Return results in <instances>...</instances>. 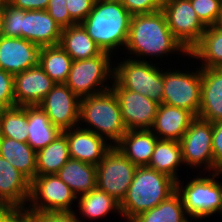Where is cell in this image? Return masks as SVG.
Listing matches in <instances>:
<instances>
[{"instance_id":"cell-3","label":"cell","mask_w":222,"mask_h":222,"mask_svg":"<svg viewBox=\"0 0 222 222\" xmlns=\"http://www.w3.org/2000/svg\"><path fill=\"white\" fill-rule=\"evenodd\" d=\"M176 190V182L169 176L148 166L137 167L125 197L120 203L121 216L131 222L164 201Z\"/></svg>"},{"instance_id":"cell-45","label":"cell","mask_w":222,"mask_h":222,"mask_svg":"<svg viewBox=\"0 0 222 222\" xmlns=\"http://www.w3.org/2000/svg\"><path fill=\"white\" fill-rule=\"evenodd\" d=\"M3 22H4V17H3V9H2L0 10V39L4 36Z\"/></svg>"},{"instance_id":"cell-6","label":"cell","mask_w":222,"mask_h":222,"mask_svg":"<svg viewBox=\"0 0 222 222\" xmlns=\"http://www.w3.org/2000/svg\"><path fill=\"white\" fill-rule=\"evenodd\" d=\"M111 57V54L102 52L93 58L73 60L65 84L79 99L111 89L109 84L105 85L108 78L110 81L114 79Z\"/></svg>"},{"instance_id":"cell-29","label":"cell","mask_w":222,"mask_h":222,"mask_svg":"<svg viewBox=\"0 0 222 222\" xmlns=\"http://www.w3.org/2000/svg\"><path fill=\"white\" fill-rule=\"evenodd\" d=\"M70 159L67 137L64 133L36 152L37 176L57 174Z\"/></svg>"},{"instance_id":"cell-7","label":"cell","mask_w":222,"mask_h":222,"mask_svg":"<svg viewBox=\"0 0 222 222\" xmlns=\"http://www.w3.org/2000/svg\"><path fill=\"white\" fill-rule=\"evenodd\" d=\"M146 59L132 56L114 66V79L124 88L141 93L157 103H163V70Z\"/></svg>"},{"instance_id":"cell-43","label":"cell","mask_w":222,"mask_h":222,"mask_svg":"<svg viewBox=\"0 0 222 222\" xmlns=\"http://www.w3.org/2000/svg\"><path fill=\"white\" fill-rule=\"evenodd\" d=\"M50 0H8L16 8L24 10H46Z\"/></svg>"},{"instance_id":"cell-22","label":"cell","mask_w":222,"mask_h":222,"mask_svg":"<svg viewBox=\"0 0 222 222\" xmlns=\"http://www.w3.org/2000/svg\"><path fill=\"white\" fill-rule=\"evenodd\" d=\"M158 137L150 130H127L115 145L137 167L148 166Z\"/></svg>"},{"instance_id":"cell-44","label":"cell","mask_w":222,"mask_h":222,"mask_svg":"<svg viewBox=\"0 0 222 222\" xmlns=\"http://www.w3.org/2000/svg\"><path fill=\"white\" fill-rule=\"evenodd\" d=\"M10 207L3 201L0 200V218Z\"/></svg>"},{"instance_id":"cell-19","label":"cell","mask_w":222,"mask_h":222,"mask_svg":"<svg viewBox=\"0 0 222 222\" xmlns=\"http://www.w3.org/2000/svg\"><path fill=\"white\" fill-rule=\"evenodd\" d=\"M201 105L198 118L222 121V68H201Z\"/></svg>"},{"instance_id":"cell-42","label":"cell","mask_w":222,"mask_h":222,"mask_svg":"<svg viewBox=\"0 0 222 222\" xmlns=\"http://www.w3.org/2000/svg\"><path fill=\"white\" fill-rule=\"evenodd\" d=\"M0 222H30L27 207L9 208L0 218Z\"/></svg>"},{"instance_id":"cell-14","label":"cell","mask_w":222,"mask_h":222,"mask_svg":"<svg viewBox=\"0 0 222 222\" xmlns=\"http://www.w3.org/2000/svg\"><path fill=\"white\" fill-rule=\"evenodd\" d=\"M39 107L48 115L51 123L62 131L81 125L80 99L65 83L55 84Z\"/></svg>"},{"instance_id":"cell-8","label":"cell","mask_w":222,"mask_h":222,"mask_svg":"<svg viewBox=\"0 0 222 222\" xmlns=\"http://www.w3.org/2000/svg\"><path fill=\"white\" fill-rule=\"evenodd\" d=\"M201 67L196 71H163V103L186 109L198 117L201 105Z\"/></svg>"},{"instance_id":"cell-36","label":"cell","mask_w":222,"mask_h":222,"mask_svg":"<svg viewBox=\"0 0 222 222\" xmlns=\"http://www.w3.org/2000/svg\"><path fill=\"white\" fill-rule=\"evenodd\" d=\"M74 211L29 212L30 222H83Z\"/></svg>"},{"instance_id":"cell-37","label":"cell","mask_w":222,"mask_h":222,"mask_svg":"<svg viewBox=\"0 0 222 222\" xmlns=\"http://www.w3.org/2000/svg\"><path fill=\"white\" fill-rule=\"evenodd\" d=\"M14 75L0 69V109L15 107Z\"/></svg>"},{"instance_id":"cell-46","label":"cell","mask_w":222,"mask_h":222,"mask_svg":"<svg viewBox=\"0 0 222 222\" xmlns=\"http://www.w3.org/2000/svg\"><path fill=\"white\" fill-rule=\"evenodd\" d=\"M215 25L222 28V2H221V8H220L219 16H218V19H217Z\"/></svg>"},{"instance_id":"cell-31","label":"cell","mask_w":222,"mask_h":222,"mask_svg":"<svg viewBox=\"0 0 222 222\" xmlns=\"http://www.w3.org/2000/svg\"><path fill=\"white\" fill-rule=\"evenodd\" d=\"M73 60L60 45L41 47L38 64L56 83H65Z\"/></svg>"},{"instance_id":"cell-38","label":"cell","mask_w":222,"mask_h":222,"mask_svg":"<svg viewBox=\"0 0 222 222\" xmlns=\"http://www.w3.org/2000/svg\"><path fill=\"white\" fill-rule=\"evenodd\" d=\"M165 1L166 0H120L131 15L152 13L161 10Z\"/></svg>"},{"instance_id":"cell-16","label":"cell","mask_w":222,"mask_h":222,"mask_svg":"<svg viewBox=\"0 0 222 222\" xmlns=\"http://www.w3.org/2000/svg\"><path fill=\"white\" fill-rule=\"evenodd\" d=\"M40 47L24 38L0 39V69L13 75L38 64Z\"/></svg>"},{"instance_id":"cell-17","label":"cell","mask_w":222,"mask_h":222,"mask_svg":"<svg viewBox=\"0 0 222 222\" xmlns=\"http://www.w3.org/2000/svg\"><path fill=\"white\" fill-rule=\"evenodd\" d=\"M63 133L67 137L70 158L96 166L113 146L103 137L80 125L64 130Z\"/></svg>"},{"instance_id":"cell-39","label":"cell","mask_w":222,"mask_h":222,"mask_svg":"<svg viewBox=\"0 0 222 222\" xmlns=\"http://www.w3.org/2000/svg\"><path fill=\"white\" fill-rule=\"evenodd\" d=\"M46 11L62 29L76 24L67 10V0H50Z\"/></svg>"},{"instance_id":"cell-21","label":"cell","mask_w":222,"mask_h":222,"mask_svg":"<svg viewBox=\"0 0 222 222\" xmlns=\"http://www.w3.org/2000/svg\"><path fill=\"white\" fill-rule=\"evenodd\" d=\"M31 182L5 158L0 156V200L10 208H25Z\"/></svg>"},{"instance_id":"cell-4","label":"cell","mask_w":222,"mask_h":222,"mask_svg":"<svg viewBox=\"0 0 222 222\" xmlns=\"http://www.w3.org/2000/svg\"><path fill=\"white\" fill-rule=\"evenodd\" d=\"M79 121L87 125L81 128L109 140L113 146L127 132L118 98L112 89L80 99Z\"/></svg>"},{"instance_id":"cell-15","label":"cell","mask_w":222,"mask_h":222,"mask_svg":"<svg viewBox=\"0 0 222 222\" xmlns=\"http://www.w3.org/2000/svg\"><path fill=\"white\" fill-rule=\"evenodd\" d=\"M56 83L37 64L14 75L16 106L39 105Z\"/></svg>"},{"instance_id":"cell-5","label":"cell","mask_w":222,"mask_h":222,"mask_svg":"<svg viewBox=\"0 0 222 222\" xmlns=\"http://www.w3.org/2000/svg\"><path fill=\"white\" fill-rule=\"evenodd\" d=\"M221 174L222 172H212V177L196 176L185 183V186L184 181H176V191L180 194L185 212L187 216L192 217L191 219H205L216 212L222 215V183L216 180Z\"/></svg>"},{"instance_id":"cell-32","label":"cell","mask_w":222,"mask_h":222,"mask_svg":"<svg viewBox=\"0 0 222 222\" xmlns=\"http://www.w3.org/2000/svg\"><path fill=\"white\" fill-rule=\"evenodd\" d=\"M77 199L79 201V212L83 215L82 217L86 216L87 219L96 220V218L106 217L107 214L113 211L121 214L120 203L97 187L78 196Z\"/></svg>"},{"instance_id":"cell-11","label":"cell","mask_w":222,"mask_h":222,"mask_svg":"<svg viewBox=\"0 0 222 222\" xmlns=\"http://www.w3.org/2000/svg\"><path fill=\"white\" fill-rule=\"evenodd\" d=\"M213 123L196 117L180 140L184 165L191 168L205 166V170L220 172L214 166L212 151ZM202 164V165H201ZM211 170V171H210Z\"/></svg>"},{"instance_id":"cell-13","label":"cell","mask_w":222,"mask_h":222,"mask_svg":"<svg viewBox=\"0 0 222 222\" xmlns=\"http://www.w3.org/2000/svg\"><path fill=\"white\" fill-rule=\"evenodd\" d=\"M112 83L111 89L118 98L127 130L151 129L159 103L141 93L124 89L115 79Z\"/></svg>"},{"instance_id":"cell-24","label":"cell","mask_w":222,"mask_h":222,"mask_svg":"<svg viewBox=\"0 0 222 222\" xmlns=\"http://www.w3.org/2000/svg\"><path fill=\"white\" fill-rule=\"evenodd\" d=\"M0 156L19 170L30 182L37 176L36 152L27 142L0 137Z\"/></svg>"},{"instance_id":"cell-33","label":"cell","mask_w":222,"mask_h":222,"mask_svg":"<svg viewBox=\"0 0 222 222\" xmlns=\"http://www.w3.org/2000/svg\"><path fill=\"white\" fill-rule=\"evenodd\" d=\"M0 137H7L19 142H27V106H15L2 109L0 114Z\"/></svg>"},{"instance_id":"cell-1","label":"cell","mask_w":222,"mask_h":222,"mask_svg":"<svg viewBox=\"0 0 222 222\" xmlns=\"http://www.w3.org/2000/svg\"><path fill=\"white\" fill-rule=\"evenodd\" d=\"M125 49L127 53L130 51V55L135 54L133 56L140 61L145 57L161 58L175 51L189 57V52L171 33L162 9L152 13L132 15Z\"/></svg>"},{"instance_id":"cell-20","label":"cell","mask_w":222,"mask_h":222,"mask_svg":"<svg viewBox=\"0 0 222 222\" xmlns=\"http://www.w3.org/2000/svg\"><path fill=\"white\" fill-rule=\"evenodd\" d=\"M195 118L186 109L161 103L158 105L155 120L150 130L158 139L180 141Z\"/></svg>"},{"instance_id":"cell-2","label":"cell","mask_w":222,"mask_h":222,"mask_svg":"<svg viewBox=\"0 0 222 222\" xmlns=\"http://www.w3.org/2000/svg\"><path fill=\"white\" fill-rule=\"evenodd\" d=\"M131 17L120 0H95L81 24L102 52L111 54L126 47Z\"/></svg>"},{"instance_id":"cell-18","label":"cell","mask_w":222,"mask_h":222,"mask_svg":"<svg viewBox=\"0 0 222 222\" xmlns=\"http://www.w3.org/2000/svg\"><path fill=\"white\" fill-rule=\"evenodd\" d=\"M22 38L40 48L59 45L62 27L46 10H25L21 14Z\"/></svg>"},{"instance_id":"cell-30","label":"cell","mask_w":222,"mask_h":222,"mask_svg":"<svg viewBox=\"0 0 222 222\" xmlns=\"http://www.w3.org/2000/svg\"><path fill=\"white\" fill-rule=\"evenodd\" d=\"M180 194L175 190L159 205L140 213L131 222H189Z\"/></svg>"},{"instance_id":"cell-40","label":"cell","mask_w":222,"mask_h":222,"mask_svg":"<svg viewBox=\"0 0 222 222\" xmlns=\"http://www.w3.org/2000/svg\"><path fill=\"white\" fill-rule=\"evenodd\" d=\"M95 0H67V10L70 18L81 23L91 12Z\"/></svg>"},{"instance_id":"cell-25","label":"cell","mask_w":222,"mask_h":222,"mask_svg":"<svg viewBox=\"0 0 222 222\" xmlns=\"http://www.w3.org/2000/svg\"><path fill=\"white\" fill-rule=\"evenodd\" d=\"M59 45L72 60L89 59L102 53L81 23L63 28Z\"/></svg>"},{"instance_id":"cell-47","label":"cell","mask_w":222,"mask_h":222,"mask_svg":"<svg viewBox=\"0 0 222 222\" xmlns=\"http://www.w3.org/2000/svg\"><path fill=\"white\" fill-rule=\"evenodd\" d=\"M7 3H8V0H0V10H2Z\"/></svg>"},{"instance_id":"cell-26","label":"cell","mask_w":222,"mask_h":222,"mask_svg":"<svg viewBox=\"0 0 222 222\" xmlns=\"http://www.w3.org/2000/svg\"><path fill=\"white\" fill-rule=\"evenodd\" d=\"M57 175L77 197L96 188V165L70 158Z\"/></svg>"},{"instance_id":"cell-23","label":"cell","mask_w":222,"mask_h":222,"mask_svg":"<svg viewBox=\"0 0 222 222\" xmlns=\"http://www.w3.org/2000/svg\"><path fill=\"white\" fill-rule=\"evenodd\" d=\"M27 143L37 152L53 142L63 131L53 125L48 115L39 107L27 106Z\"/></svg>"},{"instance_id":"cell-28","label":"cell","mask_w":222,"mask_h":222,"mask_svg":"<svg viewBox=\"0 0 222 222\" xmlns=\"http://www.w3.org/2000/svg\"><path fill=\"white\" fill-rule=\"evenodd\" d=\"M183 163L180 141L158 139L148 167L178 180V167Z\"/></svg>"},{"instance_id":"cell-41","label":"cell","mask_w":222,"mask_h":222,"mask_svg":"<svg viewBox=\"0 0 222 222\" xmlns=\"http://www.w3.org/2000/svg\"><path fill=\"white\" fill-rule=\"evenodd\" d=\"M212 151L214 166L222 172V121L213 123Z\"/></svg>"},{"instance_id":"cell-35","label":"cell","mask_w":222,"mask_h":222,"mask_svg":"<svg viewBox=\"0 0 222 222\" xmlns=\"http://www.w3.org/2000/svg\"><path fill=\"white\" fill-rule=\"evenodd\" d=\"M24 9L16 8L9 2L3 8V32L6 37L22 38L21 14Z\"/></svg>"},{"instance_id":"cell-9","label":"cell","mask_w":222,"mask_h":222,"mask_svg":"<svg viewBox=\"0 0 222 222\" xmlns=\"http://www.w3.org/2000/svg\"><path fill=\"white\" fill-rule=\"evenodd\" d=\"M136 168L117 147L112 146L96 166V187L121 203L132 183Z\"/></svg>"},{"instance_id":"cell-12","label":"cell","mask_w":222,"mask_h":222,"mask_svg":"<svg viewBox=\"0 0 222 222\" xmlns=\"http://www.w3.org/2000/svg\"><path fill=\"white\" fill-rule=\"evenodd\" d=\"M162 10L171 33L189 52L207 29L198 18L190 0H166Z\"/></svg>"},{"instance_id":"cell-10","label":"cell","mask_w":222,"mask_h":222,"mask_svg":"<svg viewBox=\"0 0 222 222\" xmlns=\"http://www.w3.org/2000/svg\"><path fill=\"white\" fill-rule=\"evenodd\" d=\"M77 196L57 174L36 176L30 184L28 212L74 211Z\"/></svg>"},{"instance_id":"cell-27","label":"cell","mask_w":222,"mask_h":222,"mask_svg":"<svg viewBox=\"0 0 222 222\" xmlns=\"http://www.w3.org/2000/svg\"><path fill=\"white\" fill-rule=\"evenodd\" d=\"M189 56L203 60L201 68H222V28L217 25L207 27Z\"/></svg>"},{"instance_id":"cell-34","label":"cell","mask_w":222,"mask_h":222,"mask_svg":"<svg viewBox=\"0 0 222 222\" xmlns=\"http://www.w3.org/2000/svg\"><path fill=\"white\" fill-rule=\"evenodd\" d=\"M190 2L198 18L206 27L215 25L222 0H190Z\"/></svg>"}]
</instances>
